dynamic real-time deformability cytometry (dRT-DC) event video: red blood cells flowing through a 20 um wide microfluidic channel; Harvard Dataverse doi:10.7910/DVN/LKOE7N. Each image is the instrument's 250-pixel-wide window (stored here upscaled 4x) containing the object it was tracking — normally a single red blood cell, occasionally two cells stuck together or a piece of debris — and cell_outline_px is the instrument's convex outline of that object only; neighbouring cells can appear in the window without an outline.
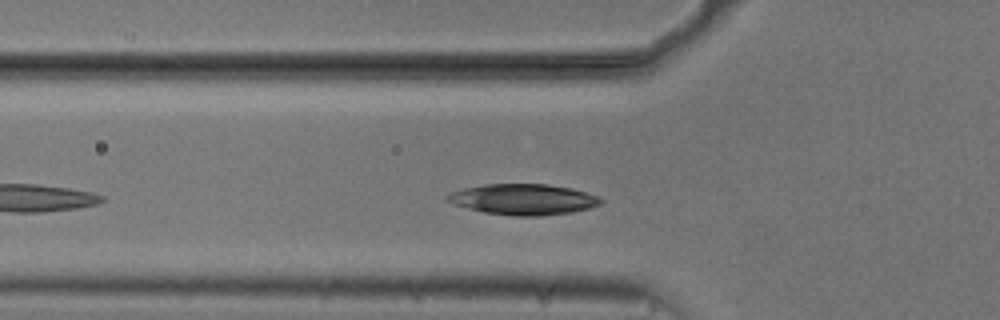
{"species": "common noctule bat (a hibernating species)", "species_latin": "Nyctalus noctula", "temperature_condition": "cold", "stored_images_in_passage": 15, "camera_frame_rate_fps": 3000, "um_per_image_px": 0.085, "animal": {"sex": "male", "body_mass_g": 20.5, "forearm_length_mm": 52.5}, "frame": {"image": 1, "passage_image": 7, "time_ms": 2.0, "image_size_px": [1000, 320], "cell_outline_px": [[604, 200], [600, 204], [592, 208], [572, 212], [540, 216], [516, 216], [484, 212], [452, 204], [444, 200], [444, 196], [452, 192], [464, 188], [484, 184], [548, 184], [572, 188], [596, 196]], "centroid_in_image_um": [44.46, 16.95], "position_along_channel_um": 81.3, "area_um2": 27.63}}